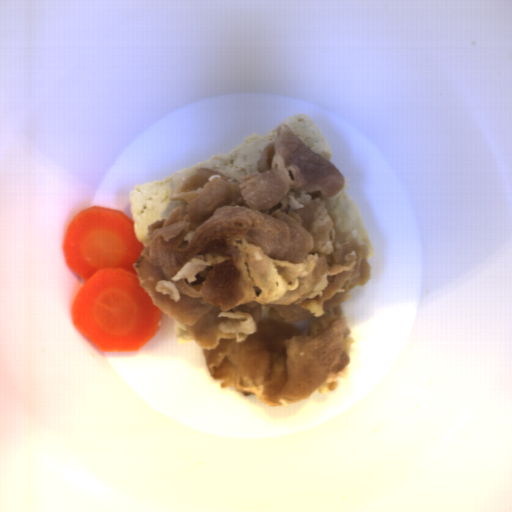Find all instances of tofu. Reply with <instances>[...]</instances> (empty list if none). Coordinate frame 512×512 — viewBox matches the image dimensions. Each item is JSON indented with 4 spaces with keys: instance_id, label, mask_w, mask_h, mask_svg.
I'll return each mask as SVG.
<instances>
[{
    "instance_id": "obj_2",
    "label": "tofu",
    "mask_w": 512,
    "mask_h": 512,
    "mask_svg": "<svg viewBox=\"0 0 512 512\" xmlns=\"http://www.w3.org/2000/svg\"><path fill=\"white\" fill-rule=\"evenodd\" d=\"M330 209L337 217L336 226L339 231L357 233L361 241L368 247L367 261L374 254L373 245L365 229L361 213L353 198L341 190L329 201Z\"/></svg>"
},
{
    "instance_id": "obj_1",
    "label": "tofu",
    "mask_w": 512,
    "mask_h": 512,
    "mask_svg": "<svg viewBox=\"0 0 512 512\" xmlns=\"http://www.w3.org/2000/svg\"><path fill=\"white\" fill-rule=\"evenodd\" d=\"M282 124H288L313 151L331 162L332 147L319 126L307 114L289 116L266 134L254 132L247 136L244 142L228 153H215L211 158L164 179L135 185L130 191L129 200L137 240L144 243L148 226L158 219H168L175 205L171 199L172 195L178 185L197 168H211L241 181L259 171V158L267 144L276 140L278 128Z\"/></svg>"
}]
</instances>
